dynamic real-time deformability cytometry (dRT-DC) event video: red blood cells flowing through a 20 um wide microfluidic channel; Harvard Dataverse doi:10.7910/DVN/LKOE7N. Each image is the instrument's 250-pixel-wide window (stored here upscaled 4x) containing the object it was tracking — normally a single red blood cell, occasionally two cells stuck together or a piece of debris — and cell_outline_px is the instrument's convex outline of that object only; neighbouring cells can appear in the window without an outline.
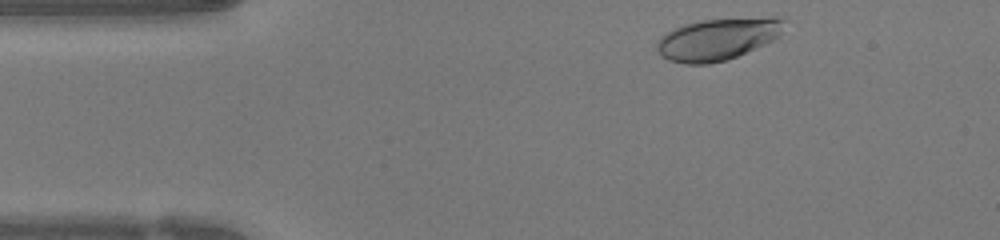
{"species": "human", "species_latin": "Homo sapiens", "temperature_condition": "warm", "stored_images_in_passage": 43, "camera_frame_rate_fps": 3000, "um_per_image_px": 0.085, "donor": {"sex": "female"}, "frame": {"image": 1, "passage_image": 2, "time_ms": 0.333, "image_size_px": [1000, 240], "cell_outline_px": [[784, 20], [780, 36], [776, 40], [736, 56], [724, 60], [708, 64], [684, 64], [668, 60], [660, 56], [656, 48], [656, 44], [660, 36], [672, 28], [684, 24], [700, 20], [772, 16], [776, 16]], "centroid_in_image_um": [60.99, 3.31], "position_along_channel_um": 24.0, "area_um2": 31.5}}
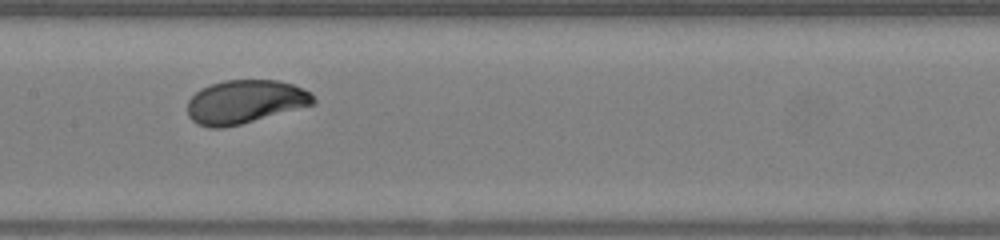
{"frame": {"image": 2, "passage_image": 18, "time_ms": 5.667, "image_size_px": [1000, 240], "cell_outline_px": [[316, 104], [240, 124], [224, 128], [208, 128], [196, 124], [188, 116], [188, 100], [200, 88], [224, 80], [280, 80], [292, 84], [312, 92], [316, 100]], "centroid_in_image_um": [20.84, 8.65], "position_along_channel_um": 186.6, "area_um2": 32.14}}
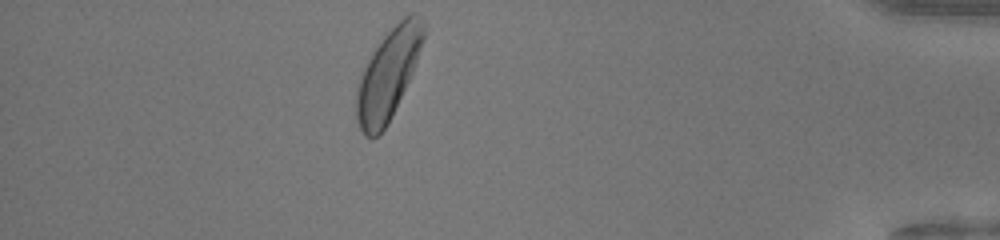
{"frame": {"image": 3, "passage_image": 37, "time_ms": 12.0, "image_size_px": [1000, 240], "cell_outline_px": [[424, 36], [412, 72], [388, 124], [372, 140], [364, 136], [356, 120], [356, 88], [360, 76], [376, 44], [404, 16], [412, 12], [416, 12], [424, 20]], "centroid_in_image_um": [32.96, 6.32], "position_along_channel_um": 402.2, "area_um2": 34.85}, "authors_computed_cell_mechanics": {"area_um2": 31.8478, "velocity_mm_per_s": 4.2251, "shape_relaxation_time_tau1_ms": 2.3886, "shape_relaxation_time_tau2_ms": null, "deformation_change_tau1": 0.1452, "deformation_change_tau2": null}}